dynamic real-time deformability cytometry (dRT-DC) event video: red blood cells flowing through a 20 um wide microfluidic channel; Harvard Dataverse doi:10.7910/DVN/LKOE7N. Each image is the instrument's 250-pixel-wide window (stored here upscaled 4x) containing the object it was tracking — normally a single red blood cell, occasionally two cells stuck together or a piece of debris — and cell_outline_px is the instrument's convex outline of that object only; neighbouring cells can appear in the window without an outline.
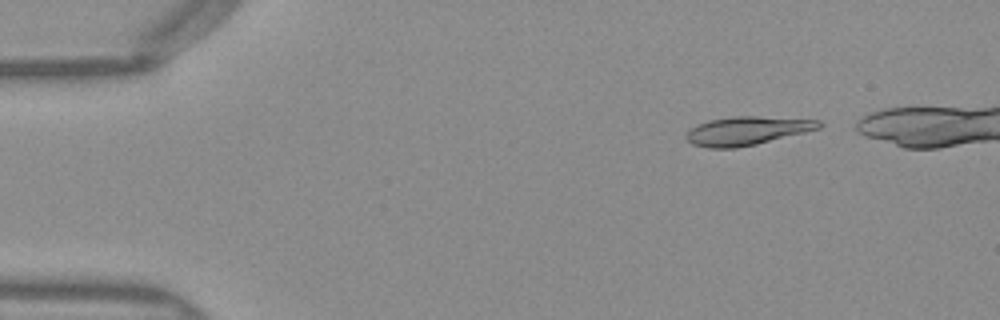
{"species": "Egyptian fruit bat (a non-hibernating species)", "species_latin": "Rousettus aegyptiacus", "temperature_condition": "warm", "stored_images_in_passage": 42, "camera_frame_rate_fps": 3000, "um_per_image_px": 0.085, "frame": {"image": 1, "passage_image": 4, "time_ms": 1.0, "image_size_px": [1000, 320], "cell_outline_px": [[824, 124], [820, 128], [756, 144], [736, 148], [708, 148], [692, 144], [684, 136], [696, 124], [708, 120], [732, 116], [756, 116], [820, 120]], "centroid_in_image_um": [63.47, 11.11], "position_along_channel_um": 21.5, "area_um2": 22.02}}
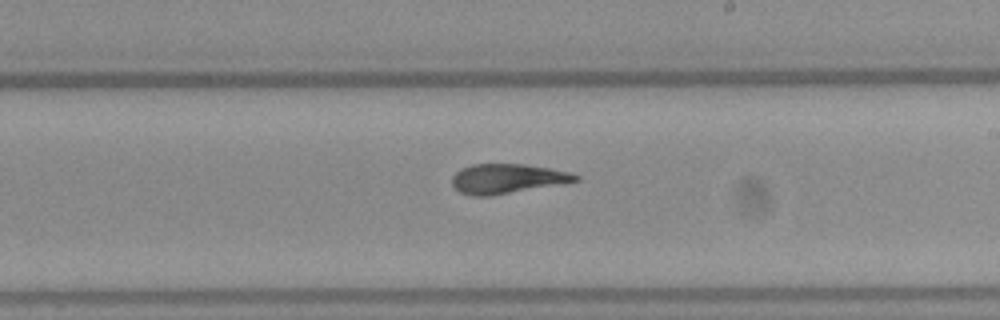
{"frame": {"image": 2, "passage_image": 27, "time_ms": 8.667, "image_size_px": [1000, 320], "cell_outline_px": [[580, 180], [564, 184], [488, 196], [472, 196], [460, 192], [452, 184], [452, 176], [460, 168], [472, 164], [524, 164], [572, 172], [580, 176]], "centroid_in_image_um": [43.14, 15.18], "position_along_channel_um": 245.9, "area_um2": 21.44}}
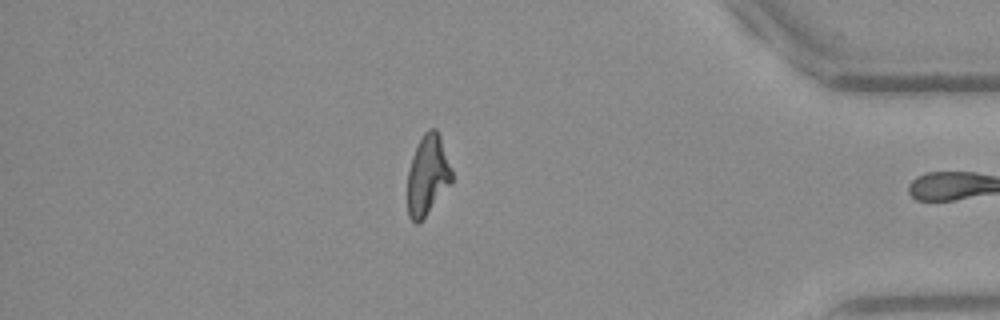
{"frame": {"image": 3, "passage_image": 41, "time_ms": 13.333, "image_size_px": [1000, 320], "cell_outline_px": [[452, 184], [424, 216], [416, 224], [408, 216], [408, 172], [412, 156], [424, 132], [428, 128], [436, 128], [440, 136], [452, 172]], "centroid_in_image_um": [36.35, 14.87], "position_along_channel_um": 398.8, "area_um2": 20.35}, "authors_computed_cell_mechanics": {"area_um2": 21.7039, "velocity_mm_per_s": 4.031, "shape_relaxation_time_tau1_ms": 4.698, "shape_relaxation_time_tau2_ms": 1.4567, "deformation_change_tau1": 0.1918, "deformation_change_tau2": 0.0903}}